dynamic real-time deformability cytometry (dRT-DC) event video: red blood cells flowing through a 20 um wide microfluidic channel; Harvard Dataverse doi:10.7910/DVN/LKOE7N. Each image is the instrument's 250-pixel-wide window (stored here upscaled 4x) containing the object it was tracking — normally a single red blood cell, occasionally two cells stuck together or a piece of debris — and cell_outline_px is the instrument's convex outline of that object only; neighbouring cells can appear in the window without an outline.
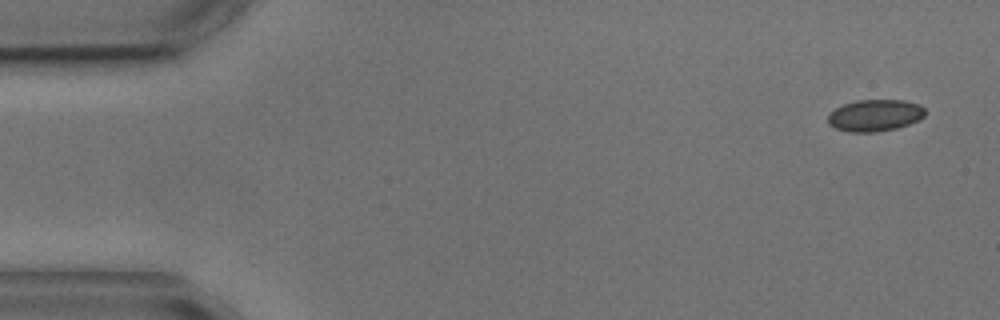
{"species": "common noctule bat (a hibernating species)", "species_latin": "Nyctalus noctula", "temperature_condition": "cold", "stored_images_in_passage": 4, "camera_frame_rate_fps": 3000, "um_per_image_px": 0.085, "animal": {"sex": "male", "body_mass_g": 17.9, "forearm_length_mm": 54.2}, "frame": {"image": 1, "passage_image": 1, "time_ms": 0.0, "image_size_px": [1000, 320], "cell_outline_px": [[924, 116], [920, 120], [896, 128], [876, 132], [848, 132], [836, 128], [828, 124], [828, 112], [844, 104], [856, 100], [904, 100], [920, 104], [924, 108]], "centroid_in_image_um": [74.36, 9.8], "position_along_channel_um": 10.6, "area_um2": 18.09}}
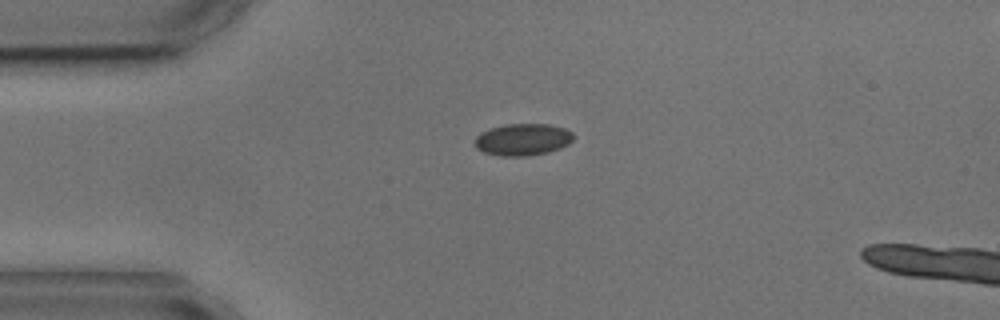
{"frame": {"image": 2, "passage_image": 3, "time_ms": 3.333, "image_size_px": [1000, 320], "cell_outline_px": [[572, 140], [568, 144], [560, 148], [548, 152], [528, 156], [500, 156], [484, 152], [476, 148], [476, 136], [480, 132], [488, 128], [504, 124], [548, 124], [564, 128], [572, 132]], "centroid_in_image_um": [44.41, 11.85], "position_along_channel_um": 40.6, "area_um2": 18.38}}